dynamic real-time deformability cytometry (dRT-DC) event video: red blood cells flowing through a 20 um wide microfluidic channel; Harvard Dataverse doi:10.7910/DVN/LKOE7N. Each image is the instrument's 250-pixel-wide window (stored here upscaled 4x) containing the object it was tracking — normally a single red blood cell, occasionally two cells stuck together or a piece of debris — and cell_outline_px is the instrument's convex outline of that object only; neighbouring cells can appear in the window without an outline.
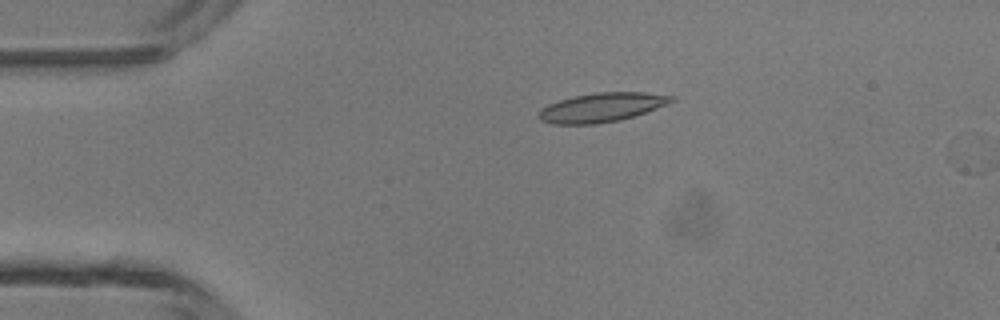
{"species": "common noctule bat (a hibernating species)", "species_latin": "Nyctalus noctula", "temperature_condition": "room temperature", "stored_images_in_passage": 11, "camera_frame_rate_fps": 3000, "um_per_image_px": 0.085, "animal": {"sex": "male", "body_mass_g": 13.3}, "frame": {"image": 1, "passage_image": 10, "time_ms": 3.0, "image_size_px": [1000, 320], "cell_outline_px": [[676, 100], [668, 104], [620, 120], [596, 124], [552, 124], [540, 120], [536, 116], [540, 108], [548, 104], [572, 96], [596, 92], [644, 92], [676, 96]], "centroid_in_image_um": [51.11, 9.12], "position_along_channel_um": 33.9, "area_um2": 22.66}}